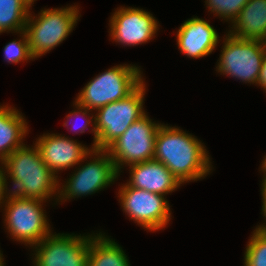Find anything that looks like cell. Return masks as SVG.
I'll list each match as a JSON object with an SVG mask.
<instances>
[{
    "label": "cell",
    "instance_id": "7a4b0ae2",
    "mask_svg": "<svg viewBox=\"0 0 266 266\" xmlns=\"http://www.w3.org/2000/svg\"><path fill=\"white\" fill-rule=\"evenodd\" d=\"M2 164L6 169L5 173L9 174L6 178L10 177L14 185L10 194L46 201L58 192V176L43 162L36 145L29 148L24 144L1 162Z\"/></svg>",
    "mask_w": 266,
    "mask_h": 266
},
{
    "label": "cell",
    "instance_id": "8fae6325",
    "mask_svg": "<svg viewBox=\"0 0 266 266\" xmlns=\"http://www.w3.org/2000/svg\"><path fill=\"white\" fill-rule=\"evenodd\" d=\"M90 235L50 234L35 246L34 266H88Z\"/></svg>",
    "mask_w": 266,
    "mask_h": 266
},
{
    "label": "cell",
    "instance_id": "5bb4252c",
    "mask_svg": "<svg viewBox=\"0 0 266 266\" xmlns=\"http://www.w3.org/2000/svg\"><path fill=\"white\" fill-rule=\"evenodd\" d=\"M177 33L179 50L190 58L211 54L219 41V35L213 26L198 17L186 20Z\"/></svg>",
    "mask_w": 266,
    "mask_h": 266
},
{
    "label": "cell",
    "instance_id": "3957f363",
    "mask_svg": "<svg viewBox=\"0 0 266 266\" xmlns=\"http://www.w3.org/2000/svg\"><path fill=\"white\" fill-rule=\"evenodd\" d=\"M143 82L139 67L114 66L88 82L76 98V103L97 110L109 103L126 98Z\"/></svg>",
    "mask_w": 266,
    "mask_h": 266
},
{
    "label": "cell",
    "instance_id": "4fadbf2b",
    "mask_svg": "<svg viewBox=\"0 0 266 266\" xmlns=\"http://www.w3.org/2000/svg\"><path fill=\"white\" fill-rule=\"evenodd\" d=\"M35 145L38 147L43 162L56 175L58 171L69 169L79 164L88 156L92 158V148L88 149L79 142L57 134H43ZM90 154V155H89Z\"/></svg>",
    "mask_w": 266,
    "mask_h": 266
},
{
    "label": "cell",
    "instance_id": "603a6c76",
    "mask_svg": "<svg viewBox=\"0 0 266 266\" xmlns=\"http://www.w3.org/2000/svg\"><path fill=\"white\" fill-rule=\"evenodd\" d=\"M74 103H75V107L77 108V110L75 109V110L71 111L70 114L66 116L67 117V121L63 124V126L64 125L65 126H68L67 125L68 124V121H70V118H72V116L75 117V118H77L78 115H80V116L82 115V118L85 119L86 122L81 127L80 126L79 127L76 126L77 127L76 130H80L78 132L84 133L85 132V129H87V126L90 124L91 121H93V124H92V126H93L92 132L94 133V144L92 145V149H95L96 148V142H97V135H96L95 128H94V118H93L94 116L93 115L90 116V114H89V112L92 111V110H90V109H88L86 107H82V106H80L76 102H74ZM87 114H89L88 118H90V120L87 119V118H85V117H87ZM72 127H74V125ZM74 131H75V129H74Z\"/></svg>",
    "mask_w": 266,
    "mask_h": 266
},
{
    "label": "cell",
    "instance_id": "8992f818",
    "mask_svg": "<svg viewBox=\"0 0 266 266\" xmlns=\"http://www.w3.org/2000/svg\"><path fill=\"white\" fill-rule=\"evenodd\" d=\"M43 201L9 193L5 202L6 228L16 241L34 246L51 234Z\"/></svg>",
    "mask_w": 266,
    "mask_h": 266
},
{
    "label": "cell",
    "instance_id": "9a60e30c",
    "mask_svg": "<svg viewBox=\"0 0 266 266\" xmlns=\"http://www.w3.org/2000/svg\"><path fill=\"white\" fill-rule=\"evenodd\" d=\"M129 168L131 177L127 184L130 187L165 196L181 186L171 171L155 159L129 165Z\"/></svg>",
    "mask_w": 266,
    "mask_h": 266
},
{
    "label": "cell",
    "instance_id": "d4e9b609",
    "mask_svg": "<svg viewBox=\"0 0 266 266\" xmlns=\"http://www.w3.org/2000/svg\"><path fill=\"white\" fill-rule=\"evenodd\" d=\"M257 85L261 86L264 90H266V53L260 69Z\"/></svg>",
    "mask_w": 266,
    "mask_h": 266
},
{
    "label": "cell",
    "instance_id": "30bf717a",
    "mask_svg": "<svg viewBox=\"0 0 266 266\" xmlns=\"http://www.w3.org/2000/svg\"><path fill=\"white\" fill-rule=\"evenodd\" d=\"M124 212L149 231L163 229L171 220L168 200L164 195L130 187L127 183L119 189Z\"/></svg>",
    "mask_w": 266,
    "mask_h": 266
},
{
    "label": "cell",
    "instance_id": "f1b7e54d",
    "mask_svg": "<svg viewBox=\"0 0 266 266\" xmlns=\"http://www.w3.org/2000/svg\"><path fill=\"white\" fill-rule=\"evenodd\" d=\"M3 254L1 253V251H0V266H4V258H2L3 256H2Z\"/></svg>",
    "mask_w": 266,
    "mask_h": 266
},
{
    "label": "cell",
    "instance_id": "2e32d148",
    "mask_svg": "<svg viewBox=\"0 0 266 266\" xmlns=\"http://www.w3.org/2000/svg\"><path fill=\"white\" fill-rule=\"evenodd\" d=\"M232 23L230 35L266 42V0H249Z\"/></svg>",
    "mask_w": 266,
    "mask_h": 266
},
{
    "label": "cell",
    "instance_id": "cb8c5ba5",
    "mask_svg": "<svg viewBox=\"0 0 266 266\" xmlns=\"http://www.w3.org/2000/svg\"><path fill=\"white\" fill-rule=\"evenodd\" d=\"M4 170L5 169H3L1 166L0 167V205L5 203L6 201L5 198H7L9 195V192L7 191L8 189H7V182H6L7 174H5Z\"/></svg>",
    "mask_w": 266,
    "mask_h": 266
},
{
    "label": "cell",
    "instance_id": "52a82bcc",
    "mask_svg": "<svg viewBox=\"0 0 266 266\" xmlns=\"http://www.w3.org/2000/svg\"><path fill=\"white\" fill-rule=\"evenodd\" d=\"M217 71L242 82L255 83L266 53V42L241 39L230 35L224 38Z\"/></svg>",
    "mask_w": 266,
    "mask_h": 266
},
{
    "label": "cell",
    "instance_id": "d6986e66",
    "mask_svg": "<svg viewBox=\"0 0 266 266\" xmlns=\"http://www.w3.org/2000/svg\"><path fill=\"white\" fill-rule=\"evenodd\" d=\"M30 7L26 0H0V33L24 31Z\"/></svg>",
    "mask_w": 266,
    "mask_h": 266
},
{
    "label": "cell",
    "instance_id": "83f0119b",
    "mask_svg": "<svg viewBox=\"0 0 266 266\" xmlns=\"http://www.w3.org/2000/svg\"><path fill=\"white\" fill-rule=\"evenodd\" d=\"M256 229H258L266 237V226H258Z\"/></svg>",
    "mask_w": 266,
    "mask_h": 266
},
{
    "label": "cell",
    "instance_id": "ffe728a7",
    "mask_svg": "<svg viewBox=\"0 0 266 266\" xmlns=\"http://www.w3.org/2000/svg\"><path fill=\"white\" fill-rule=\"evenodd\" d=\"M247 244L244 266H266V237L255 229Z\"/></svg>",
    "mask_w": 266,
    "mask_h": 266
},
{
    "label": "cell",
    "instance_id": "e0dca14e",
    "mask_svg": "<svg viewBox=\"0 0 266 266\" xmlns=\"http://www.w3.org/2000/svg\"><path fill=\"white\" fill-rule=\"evenodd\" d=\"M22 116L17 109L0 105V162L24 145L28 126Z\"/></svg>",
    "mask_w": 266,
    "mask_h": 266
},
{
    "label": "cell",
    "instance_id": "484cf974",
    "mask_svg": "<svg viewBox=\"0 0 266 266\" xmlns=\"http://www.w3.org/2000/svg\"><path fill=\"white\" fill-rule=\"evenodd\" d=\"M261 193H262V202H263V205H262V214H263V217L266 218V181L262 182V189H261ZM266 220V219H265ZM266 224V223H265ZM260 226H266V225H260Z\"/></svg>",
    "mask_w": 266,
    "mask_h": 266
},
{
    "label": "cell",
    "instance_id": "ac0fdd59",
    "mask_svg": "<svg viewBox=\"0 0 266 266\" xmlns=\"http://www.w3.org/2000/svg\"><path fill=\"white\" fill-rule=\"evenodd\" d=\"M88 266H130L122 247L102 233L90 235Z\"/></svg>",
    "mask_w": 266,
    "mask_h": 266
},
{
    "label": "cell",
    "instance_id": "7c38bea8",
    "mask_svg": "<svg viewBox=\"0 0 266 266\" xmlns=\"http://www.w3.org/2000/svg\"><path fill=\"white\" fill-rule=\"evenodd\" d=\"M109 22L112 40L128 46L148 42L155 36L159 26L152 14L135 7L117 9Z\"/></svg>",
    "mask_w": 266,
    "mask_h": 266
},
{
    "label": "cell",
    "instance_id": "7402d4cb",
    "mask_svg": "<svg viewBox=\"0 0 266 266\" xmlns=\"http://www.w3.org/2000/svg\"><path fill=\"white\" fill-rule=\"evenodd\" d=\"M20 34L22 35V40L19 39L18 41L14 40L12 42H9L4 47V55L5 59L9 63H18L22 60H30L34 59L29 51V44H28V38L25 31H21Z\"/></svg>",
    "mask_w": 266,
    "mask_h": 266
},
{
    "label": "cell",
    "instance_id": "6da1fadb",
    "mask_svg": "<svg viewBox=\"0 0 266 266\" xmlns=\"http://www.w3.org/2000/svg\"><path fill=\"white\" fill-rule=\"evenodd\" d=\"M195 136L161 124L155 140V160L163 163L181 184L205 178L212 170L209 155Z\"/></svg>",
    "mask_w": 266,
    "mask_h": 266
},
{
    "label": "cell",
    "instance_id": "ba28073f",
    "mask_svg": "<svg viewBox=\"0 0 266 266\" xmlns=\"http://www.w3.org/2000/svg\"><path fill=\"white\" fill-rule=\"evenodd\" d=\"M161 124L147 114L133 122L106 150L120 172L122 165H132L154 158L155 140Z\"/></svg>",
    "mask_w": 266,
    "mask_h": 266
},
{
    "label": "cell",
    "instance_id": "4316f807",
    "mask_svg": "<svg viewBox=\"0 0 266 266\" xmlns=\"http://www.w3.org/2000/svg\"><path fill=\"white\" fill-rule=\"evenodd\" d=\"M261 170H262V172H264V174H263L264 178H263V181H262V182H264V181H266V156L264 157V160L262 162Z\"/></svg>",
    "mask_w": 266,
    "mask_h": 266
},
{
    "label": "cell",
    "instance_id": "44dd1931",
    "mask_svg": "<svg viewBox=\"0 0 266 266\" xmlns=\"http://www.w3.org/2000/svg\"><path fill=\"white\" fill-rule=\"evenodd\" d=\"M249 0H206L205 3L209 10L222 17V19L233 22L244 5Z\"/></svg>",
    "mask_w": 266,
    "mask_h": 266
},
{
    "label": "cell",
    "instance_id": "9c48e42d",
    "mask_svg": "<svg viewBox=\"0 0 266 266\" xmlns=\"http://www.w3.org/2000/svg\"><path fill=\"white\" fill-rule=\"evenodd\" d=\"M94 159L74 172L62 189L58 190L60 200L93 194L109 186L119 176L114 161L105 149H92ZM62 196V197H61Z\"/></svg>",
    "mask_w": 266,
    "mask_h": 266
},
{
    "label": "cell",
    "instance_id": "277c9868",
    "mask_svg": "<svg viewBox=\"0 0 266 266\" xmlns=\"http://www.w3.org/2000/svg\"><path fill=\"white\" fill-rule=\"evenodd\" d=\"M78 7L41 10L38 17L29 13L25 25L29 51L35 59L55 48L72 32L78 16Z\"/></svg>",
    "mask_w": 266,
    "mask_h": 266
},
{
    "label": "cell",
    "instance_id": "f546056e",
    "mask_svg": "<svg viewBox=\"0 0 266 266\" xmlns=\"http://www.w3.org/2000/svg\"><path fill=\"white\" fill-rule=\"evenodd\" d=\"M34 1H35V0H26V2H27L30 6L33 5Z\"/></svg>",
    "mask_w": 266,
    "mask_h": 266
},
{
    "label": "cell",
    "instance_id": "5b68a950",
    "mask_svg": "<svg viewBox=\"0 0 266 266\" xmlns=\"http://www.w3.org/2000/svg\"><path fill=\"white\" fill-rule=\"evenodd\" d=\"M145 84L142 82L126 98L98 108L94 116L96 149H107L135 121L144 116Z\"/></svg>",
    "mask_w": 266,
    "mask_h": 266
}]
</instances>
